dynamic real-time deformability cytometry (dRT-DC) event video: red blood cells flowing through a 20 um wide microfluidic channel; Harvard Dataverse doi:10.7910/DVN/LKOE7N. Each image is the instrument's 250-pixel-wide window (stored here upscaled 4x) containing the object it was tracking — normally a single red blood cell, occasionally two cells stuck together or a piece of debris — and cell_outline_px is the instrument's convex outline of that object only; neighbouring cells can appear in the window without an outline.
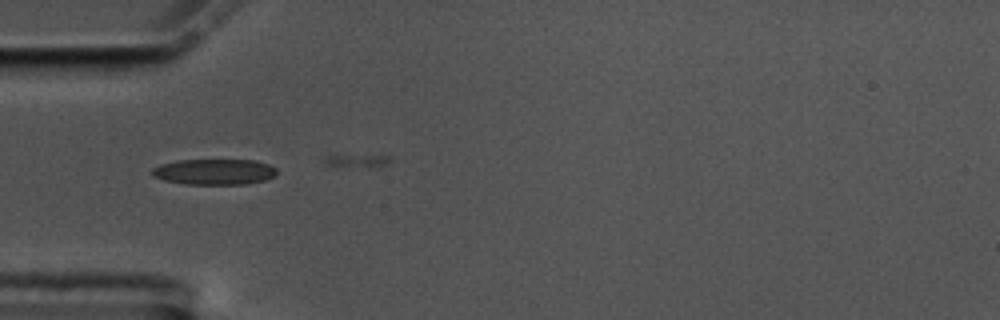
{"species": "common noctule bat (a hibernating species)", "species_latin": "Nyctalus noctula", "temperature_condition": "cold", "stored_images_in_passage": 3, "camera_frame_rate_fps": 3000, "um_per_image_px": 0.085, "animal": {"sex": "male", "body_mass_g": 17.5, "forearm_length_mm": 52.3}, "frame": {"image": 1, "passage_image": 1, "time_ms": 0.0, "image_size_px": [1000, 320], "cell_outline_px": [[276, 176], [264, 180], [244, 184], [184, 184], [164, 180], [152, 176], [152, 168], [160, 164], [180, 160], [256, 160], [268, 164], [276, 168]], "centroid_in_image_um": [18.21, 14.6], "position_along_channel_um": 66.8, "area_um2": 18.73}}